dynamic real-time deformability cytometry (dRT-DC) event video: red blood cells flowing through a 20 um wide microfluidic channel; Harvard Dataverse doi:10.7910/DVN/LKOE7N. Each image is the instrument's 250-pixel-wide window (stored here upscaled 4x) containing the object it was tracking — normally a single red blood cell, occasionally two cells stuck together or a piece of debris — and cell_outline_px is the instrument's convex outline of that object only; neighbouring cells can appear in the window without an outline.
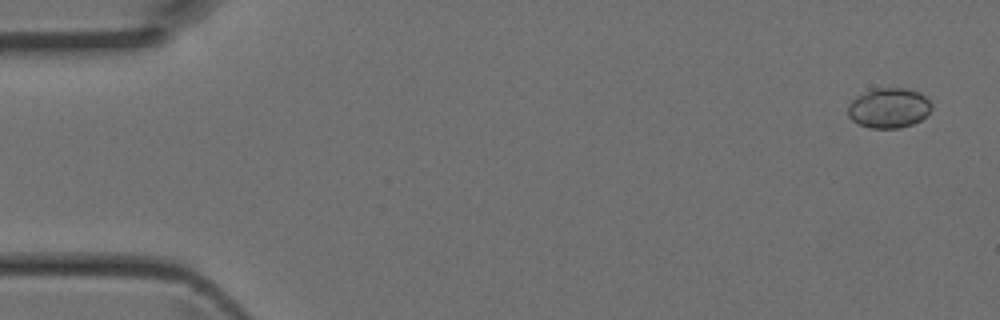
{"species": "Egyptian fruit bat (a non-hibernating species)", "species_latin": "Rousettus aegyptiacus", "temperature_condition": "room temperature", "stored_images_in_passage": 44, "camera_frame_rate_fps": 3000, "um_per_image_px": 0.085, "animal": {"sex": "female"}, "frame": {"image": 1, "passage_image": 2, "time_ms": 0.333, "image_size_px": [1000, 320], "cell_outline_px": [[932, 108], [920, 120], [912, 124], [900, 128], [868, 128], [856, 124], [848, 116], [848, 104], [856, 96], [876, 88], [904, 88], [916, 92], [924, 96], [932, 104]], "centroid_in_image_um": [75.51, 9.19], "position_along_channel_um": 9.5, "area_um2": 19.42}}
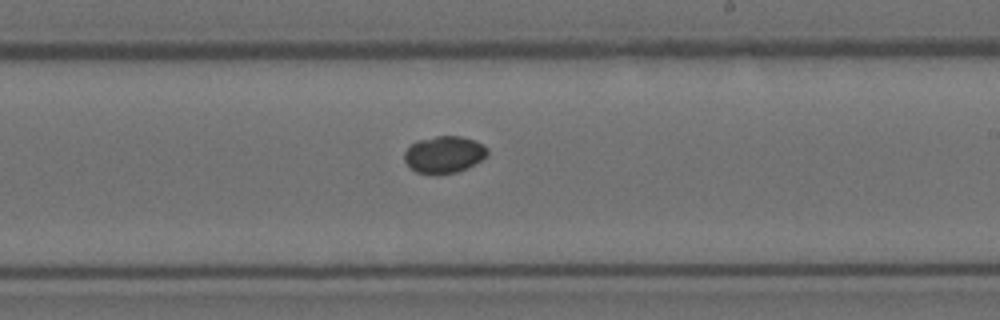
{"frame": {"image": 2, "passage_image": 26, "time_ms": 8.333, "image_size_px": [1000, 320], "cell_outline_px": [[488, 152], [480, 160], [456, 172], [436, 176], [432, 176], [416, 172], [404, 160], [404, 152], [416, 140], [436, 136], [460, 136], [476, 140], [488, 148]], "centroid_in_image_um": [37.71, 13.14], "position_along_channel_um": 251.3, "area_um2": 17.92}}
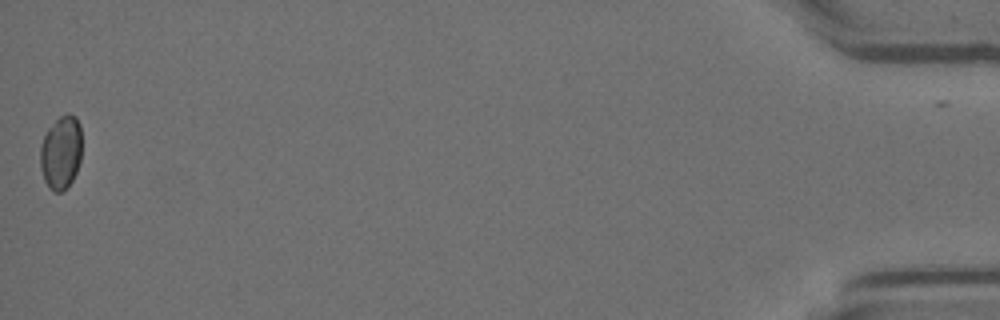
{"frame": {"image": 3, "passage_image": 44, "time_ms": 14.333, "image_size_px": [1000, 320], "cell_outline_px": [[80, 160], [76, 172], [72, 180], [60, 192], [52, 192], [48, 188], [44, 180], [40, 168], [40, 144], [48, 128], [60, 116], [68, 112], [76, 116], [80, 124]], "centroid_in_image_um": [5.16, 12.94], "position_along_channel_um": 430.0, "area_um2": 17.86}}